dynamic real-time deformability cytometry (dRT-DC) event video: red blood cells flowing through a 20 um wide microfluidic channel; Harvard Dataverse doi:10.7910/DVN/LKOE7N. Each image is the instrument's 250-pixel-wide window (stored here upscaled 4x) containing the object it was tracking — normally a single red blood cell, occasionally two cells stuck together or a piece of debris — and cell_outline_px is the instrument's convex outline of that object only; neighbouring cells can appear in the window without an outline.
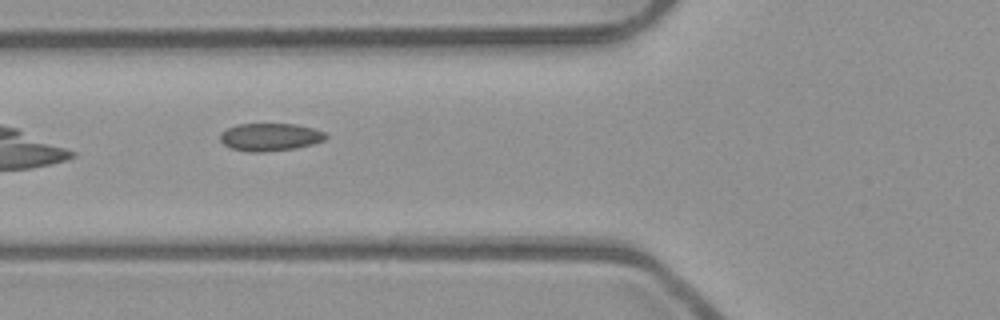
{"species": "common noctule bat (a hibernating species)", "species_latin": "Nyctalus noctula", "temperature_condition": "room temperature", "stored_images_in_passage": 8, "camera_frame_rate_fps": 3000, "um_per_image_px": 0.085, "animal": {"sex": "male", "body_mass_g": 23.1, "forearm_length_mm": 52.7}, "frame": {"image": 1, "passage_image": 6, "time_ms": 1.667, "image_size_px": [1000, 320], "cell_outline_px": [[328, 136], [324, 140], [312, 144], [296, 148], [264, 152], [248, 152], [228, 148], [220, 140], [220, 132], [236, 124], [296, 124], [312, 128], [324, 132]], "centroid_in_image_um": [22.92, 11.65], "position_along_channel_um": 102.9, "area_um2": 17.17}}
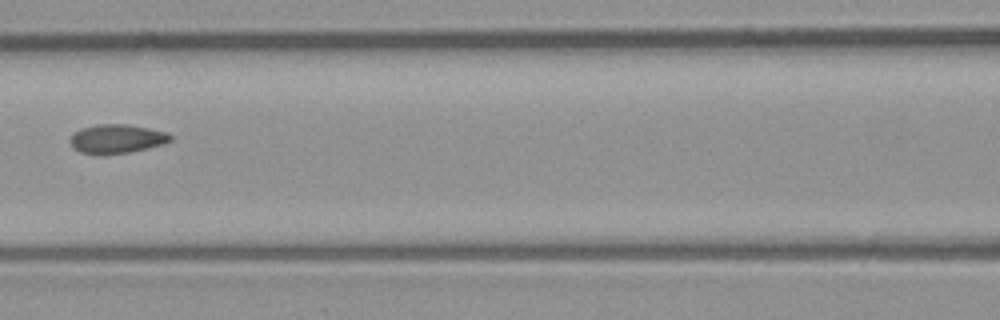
{"frame": {"image": 2, "passage_image": 7, "time_ms": 2.0, "image_size_px": [1000, 320], "cell_outline_px": [[172, 140], [164, 144], [148, 148], [128, 152], [104, 156], [80, 152], [72, 148], [68, 140], [80, 128], [96, 124], [128, 124], [168, 132], [172, 136]], "centroid_in_image_um": [9.91, 11.81], "position_along_channel_um": 156.7, "area_um2": 17.28}}
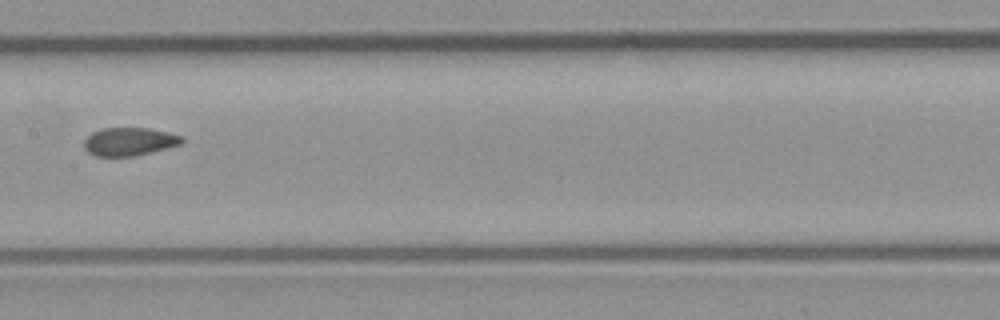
{"frame": {"image": 3, "passage_image": 8, "time_ms": 2.333, "image_size_px": [1000, 320], "cell_outline_px": [[184, 140], [180, 144], [152, 152], [132, 156], [96, 156], [88, 152], [84, 148], [84, 140], [92, 132], [100, 128], [148, 128], [184, 136]], "centroid_in_image_um": [10.97, 12.03], "position_along_channel_um": 196.4, "area_um2": 16.01}}